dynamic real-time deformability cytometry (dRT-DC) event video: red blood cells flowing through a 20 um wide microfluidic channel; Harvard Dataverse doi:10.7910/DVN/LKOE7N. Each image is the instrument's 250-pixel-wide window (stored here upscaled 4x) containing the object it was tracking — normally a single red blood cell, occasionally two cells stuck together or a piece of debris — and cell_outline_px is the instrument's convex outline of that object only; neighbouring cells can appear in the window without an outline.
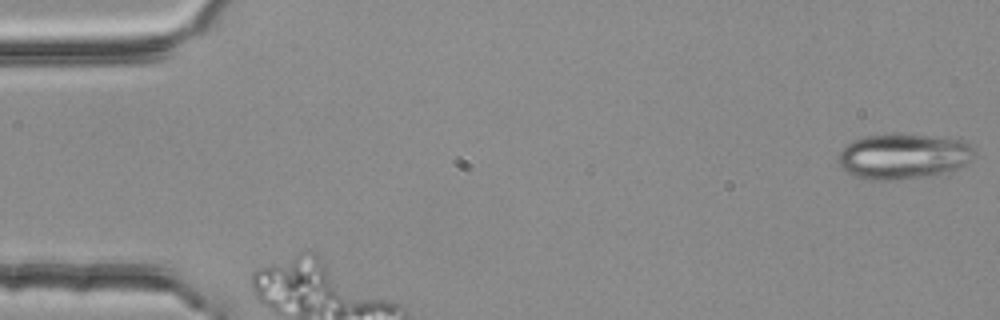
{"species": "common noctule bat (a hibernating species)", "species_latin": "Nyctalus noctula", "temperature_condition": "room temperature", "stored_images_in_passage": 3, "camera_frame_rate_fps": 3000, "um_per_image_px": 0.085, "animal": {"sex": "female", "body_mass_g": 25.1}, "frame": {"image": 1, "passage_image": 3, "time_ms": 0.667, "image_size_px": [1000, 320], "cell_outline_px": [[976, 156], [972, 160], [956, 168], [944, 172], [924, 176], [900, 180], [872, 180], [852, 176], [836, 160], [840, 152], [852, 140], [868, 136], [928, 136], [964, 140], [976, 148]], "centroid_in_image_um": [76.81, 13.31], "position_along_channel_um": 8.2, "area_um2": 35.37}}